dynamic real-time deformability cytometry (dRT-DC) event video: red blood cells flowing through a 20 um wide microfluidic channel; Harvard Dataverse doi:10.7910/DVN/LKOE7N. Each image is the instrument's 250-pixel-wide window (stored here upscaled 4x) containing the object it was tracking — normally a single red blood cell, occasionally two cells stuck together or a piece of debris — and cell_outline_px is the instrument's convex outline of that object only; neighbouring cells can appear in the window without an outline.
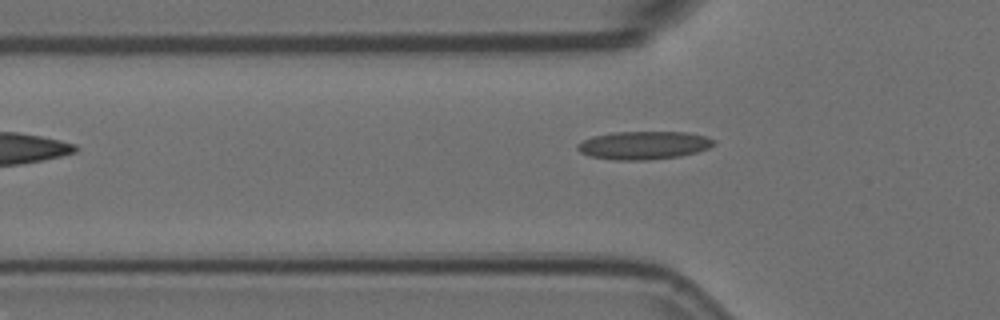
{"species": "Egyptian fruit bat (a non-hibernating species)", "species_latin": "Rousettus aegyptiacus", "temperature_condition": "room temperature", "stored_images_in_passage": 2, "camera_frame_rate_fps": 3000, "um_per_image_px": 0.085, "animal": {"sex": "female"}, "frame": {"image": 1, "passage_image": 2, "time_ms": 0.333, "image_size_px": [1000, 320], "cell_outline_px": [[716, 144], [708, 148], [696, 152], [680, 156], [648, 160], [616, 160], [592, 156], [580, 152], [576, 148], [576, 144], [592, 136], [612, 132], [688, 132], [708, 136], [716, 140]], "centroid_in_image_um": [54.75, 12.34], "position_along_channel_um": 71.1, "area_um2": 22.48}}